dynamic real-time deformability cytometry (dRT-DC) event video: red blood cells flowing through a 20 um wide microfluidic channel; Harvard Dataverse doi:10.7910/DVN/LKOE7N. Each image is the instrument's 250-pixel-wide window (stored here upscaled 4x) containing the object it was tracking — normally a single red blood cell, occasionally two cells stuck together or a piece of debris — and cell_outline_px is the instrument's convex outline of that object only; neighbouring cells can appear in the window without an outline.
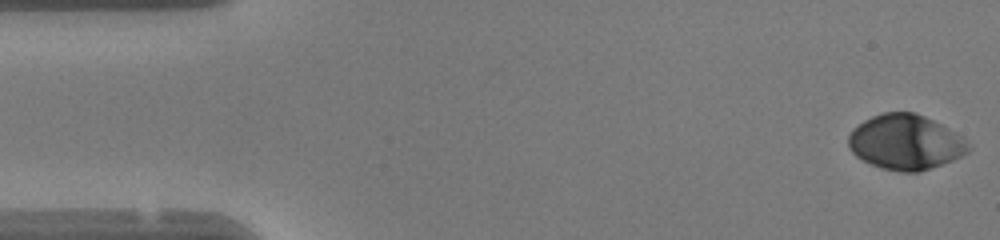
{"species": "human", "species_latin": "Homo sapiens", "temperature_condition": "warm", "stored_images_in_passage": 48, "camera_frame_rate_fps": 3000, "um_per_image_px": 0.085, "donor": {"sex": "female"}, "frame": {"image": 1, "passage_image": 1, "time_ms": 0.0, "image_size_px": [1000, 240], "cell_outline_px": [[972, 148], [968, 152], [952, 160], [920, 172], [900, 172], [880, 168], [856, 156], [848, 148], [848, 136], [852, 128], [864, 120], [872, 116], [884, 112], [916, 112], [964, 136], [972, 144]], "centroid_in_image_um": [76.99, 12.08], "position_along_channel_um": 8.0, "area_um2": 38.78}}
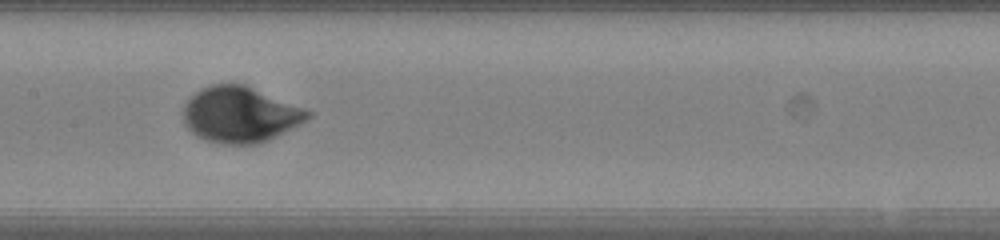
{"frame": {"image": 2, "passage_image": 23, "time_ms": 7.333, "image_size_px": [1000, 240], "cell_outline_px": [[312, 116], [300, 124], [268, 140], [256, 144], [220, 144], [204, 140], [196, 136], [184, 124], [184, 104], [200, 88], [208, 84], [244, 84], [304, 108], [312, 112]], "centroid_in_image_um": [20.39, 9.74], "position_along_channel_um": 187.0, "area_um2": 40.46}}
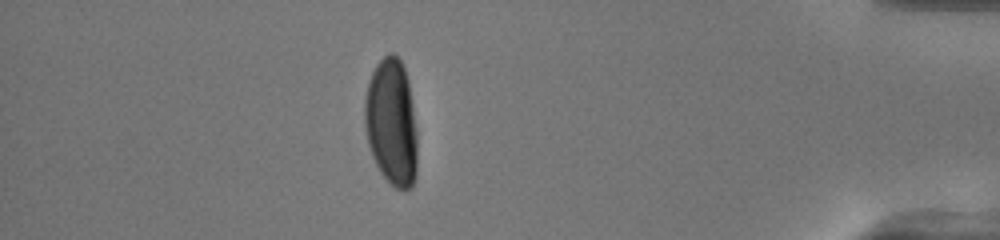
{"frame": {"image": 3, "passage_image": 42, "time_ms": 13.667, "image_size_px": [1000, 240], "cell_outline_px": [[416, 176], [412, 188], [396, 188], [380, 172], [372, 156], [368, 144], [364, 128], [364, 100], [368, 80], [376, 64], [388, 52], [392, 52], [400, 60], [404, 68], [408, 80], [416, 132]], "centroid_in_image_um": [33.25, 10.38], "position_along_channel_um": 402.0, "area_um2": 38.9}, "authors_computed_cell_mechanics": {"area_um2": 38.8416, "velocity_mm_per_s": 4.1811, "shape_relaxation_time_tau1_ms": 2.2221, "shape_relaxation_time_tau2_ms": null, "deformation_change_tau1": 0.1577, "deformation_change_tau2": null}}